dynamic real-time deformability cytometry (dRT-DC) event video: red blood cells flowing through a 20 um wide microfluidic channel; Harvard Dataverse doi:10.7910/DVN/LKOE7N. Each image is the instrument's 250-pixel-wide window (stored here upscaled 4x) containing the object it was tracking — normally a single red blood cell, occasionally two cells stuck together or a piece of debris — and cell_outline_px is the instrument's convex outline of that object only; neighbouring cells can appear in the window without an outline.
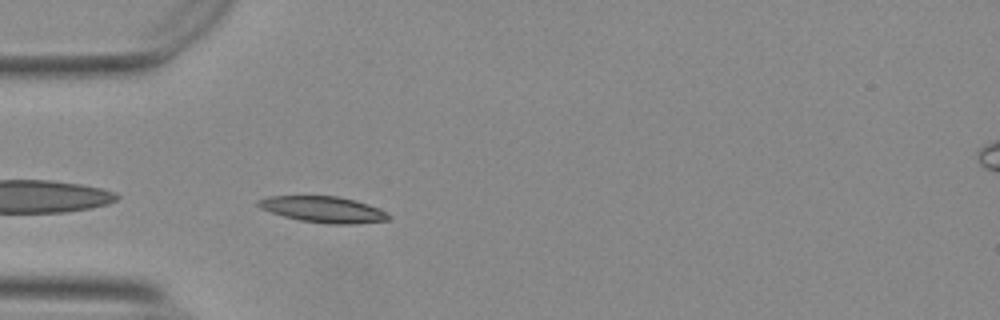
{"species": "Egyptian fruit bat (a non-hibernating species)", "species_latin": "Rousettus aegyptiacus", "temperature_condition": "warm", "stored_images_in_passage": 32, "camera_frame_rate_fps": 3000, "um_per_image_px": 0.085, "animal": {"sex": "female"}, "frame": {"image": 1, "passage_image": 2, "time_ms": 0.333, "image_size_px": [1000, 320], "cell_outline_px": [[392, 216], [388, 220], [352, 224], [332, 224], [300, 220], [284, 216], [260, 208], [256, 204], [256, 200], [268, 196], [340, 196], [376, 208]], "centroid_in_image_um": [27.42, 17.8], "position_along_channel_um": 57.6, "area_um2": 19.48}}
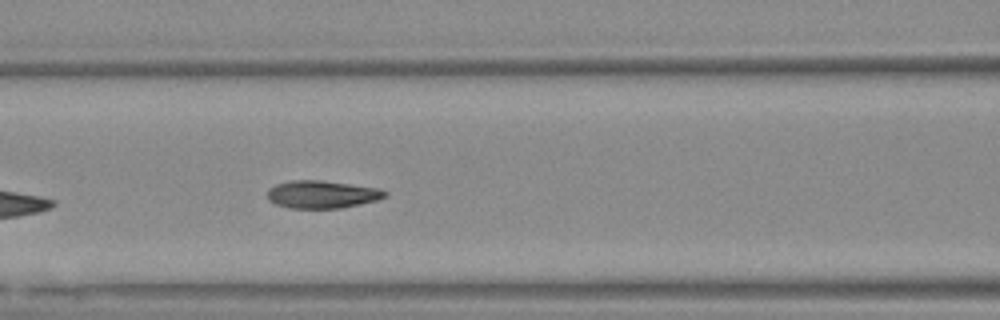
{"frame": {"image": 2, "passage_image": 9, "time_ms": 2.667, "image_size_px": [1000, 320], "cell_outline_px": [[388, 196], [376, 200], [360, 204], [340, 208], [288, 208], [276, 204], [268, 200], [268, 188], [276, 184], [292, 180], [320, 180], [376, 188], [388, 192]], "centroid_in_image_um": [27.34, 16.53], "position_along_channel_um": 139.3, "area_um2": 18.84}}
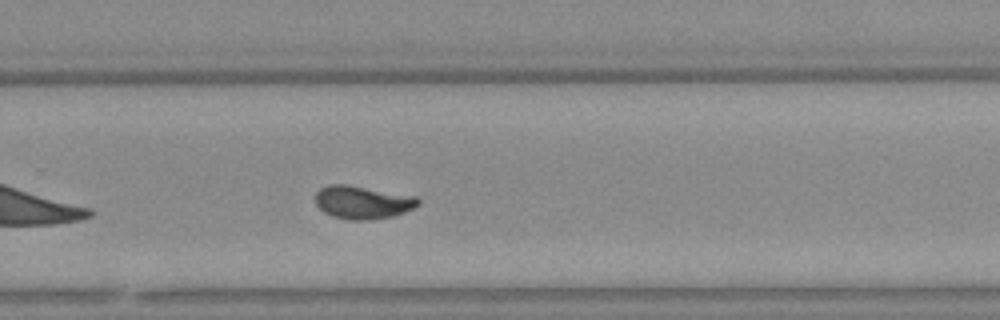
{"frame": {"image": 3, "passage_image": 22, "time_ms": 7.0, "image_size_px": [1000, 320], "cell_outline_px": [[420, 204], [404, 212], [392, 216], [372, 220], [348, 220], [332, 216], [324, 212], [316, 204], [316, 192], [320, 188], [328, 184], [344, 184], [416, 196], [420, 200]], "centroid_in_image_um": [30.81, 17.2], "position_along_channel_um": 299.0, "area_um2": 19.77}, "authors_computed_cell_mechanics": {"area_um2": 19.2185, "velocity_mm_per_s": 3.7022, "shape_relaxation_time_tau1_ms": 2.7235, "shape_relaxation_time_tau2_ms": 1.1516, "deformation_change_tau1": 0.1534, "deformation_change_tau2": 0.0328}}